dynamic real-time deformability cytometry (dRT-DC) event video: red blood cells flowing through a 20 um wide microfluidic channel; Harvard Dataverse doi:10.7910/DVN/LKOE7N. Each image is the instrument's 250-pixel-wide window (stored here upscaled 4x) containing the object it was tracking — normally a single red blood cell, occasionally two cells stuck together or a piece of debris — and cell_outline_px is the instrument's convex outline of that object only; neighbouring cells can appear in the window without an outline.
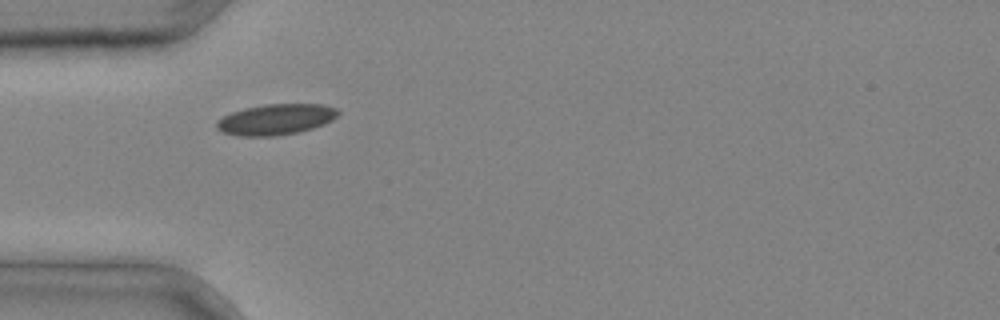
{"species": "common noctule bat (a hibernating species)", "species_latin": "Nyctalus noctula", "temperature_condition": "cold", "stored_images_in_passage": 3, "camera_frame_rate_fps": 3000, "um_per_image_px": 0.085, "animal": {"sex": "male", "body_mass_g": 20.4}, "frame": {"image": 1, "passage_image": 3, "time_ms": 0.667, "image_size_px": [1000, 320], "cell_outline_px": [[340, 112], [332, 120], [324, 124], [312, 128], [296, 132], [272, 136], [236, 136], [220, 132], [216, 128], [216, 124], [224, 116], [232, 112], [244, 108], [268, 104], [320, 104], [336, 108]], "centroid_in_image_um": [23.43, 10.15], "position_along_channel_um": 61.6, "area_um2": 21.62}}